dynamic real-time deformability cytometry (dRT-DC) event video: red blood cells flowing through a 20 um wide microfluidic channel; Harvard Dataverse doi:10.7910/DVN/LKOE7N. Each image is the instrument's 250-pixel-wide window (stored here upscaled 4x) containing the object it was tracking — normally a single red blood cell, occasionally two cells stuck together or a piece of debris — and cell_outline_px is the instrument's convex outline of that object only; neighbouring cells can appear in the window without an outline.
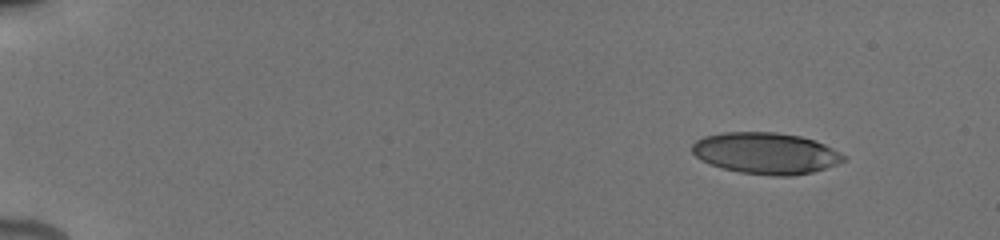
{"species": "human", "species_latin": "Homo sapiens", "temperature_condition": "cold", "stored_images_in_passage": 45, "camera_frame_rate_fps": 3000, "um_per_image_px": 0.085, "donor": {"sex": "male"}, "frame": {"image": 1, "passage_image": 1, "time_ms": 0.0, "image_size_px": [1000, 240], "cell_outline_px": [[848, 160], [812, 172], [788, 176], [772, 176], [740, 172], [720, 168], [700, 160], [692, 152], [692, 144], [696, 140], [704, 136], [720, 132], [776, 132], [800, 136], [824, 144], [848, 156]], "centroid_in_image_um": [65.08, 13.02], "position_along_channel_um": 19.9, "area_um2": 36.7}}
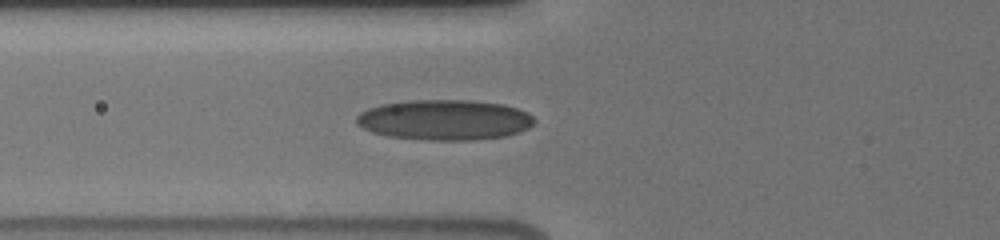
{"frame": {"image": 2, "passage_image": 15, "time_ms": 5.333, "image_size_px": [1000, 240], "cell_outline_px": [[536, 120], [528, 128], [504, 136], [472, 140], [424, 140], [388, 136], [372, 132], [356, 124], [356, 116], [360, 112], [368, 108], [380, 104], [412, 100], [472, 100], [504, 104], [528, 112]], "centroid_in_image_um": [37.77, 10.18], "position_along_channel_um": 88.0, "area_um2": 41.91}}
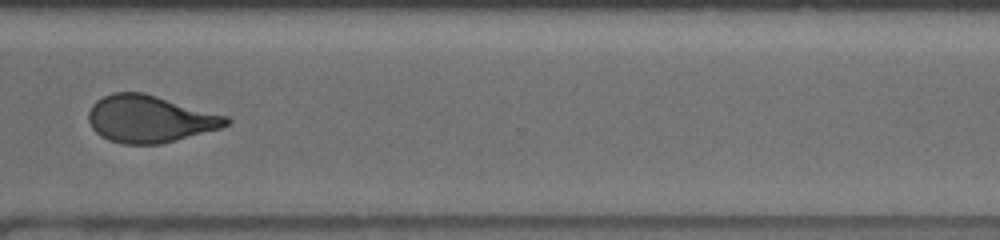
{"frame": {"image": 3, "passage_image": 33, "time_ms": 12.333, "image_size_px": [1000, 240], "cell_outline_px": [[232, 120], [228, 124], [220, 128], [160, 144], [120, 144], [108, 140], [100, 136], [92, 128], [88, 120], [88, 112], [92, 104], [96, 100], [112, 92], [144, 92], [228, 116]], "centroid_in_image_um": [12.7, 10.1], "position_along_channel_um": 357.9, "area_um2": 37.92}, "authors_computed_cell_mechanics": {"area_um2": 37.9168, "velocity_mm_per_s": 3.8524, "shape_relaxation_time_tau1_ms": null, "shape_relaxation_time_tau2_ms": 1.8688, "deformation_change_tau1": null, "deformation_change_tau2": 0.0998}}